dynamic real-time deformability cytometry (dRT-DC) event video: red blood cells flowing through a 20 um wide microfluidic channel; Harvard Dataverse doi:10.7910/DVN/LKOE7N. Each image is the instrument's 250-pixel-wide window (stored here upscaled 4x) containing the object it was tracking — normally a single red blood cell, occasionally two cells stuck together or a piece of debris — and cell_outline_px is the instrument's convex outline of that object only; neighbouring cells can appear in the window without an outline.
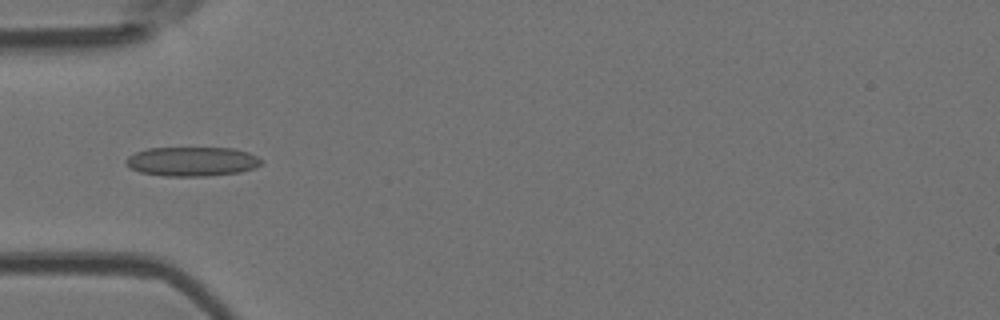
{"species": "Egyptian fruit bat (a non-hibernating species)", "species_latin": "Rousettus aegyptiacus", "temperature_condition": "room temperature", "stored_images_in_passage": 8, "camera_frame_rate_fps": 3000, "um_per_image_px": 0.085, "animal": {"sex": "female"}, "frame": {"image": 1, "passage_image": 4, "time_ms": 4.333, "image_size_px": [1000, 320], "cell_outline_px": [[264, 164], [240, 172], [204, 176], [164, 176], [140, 172], [124, 164], [124, 160], [128, 156], [136, 152], [148, 148], [232, 148], [248, 152], [264, 160]], "centroid_in_image_um": [16.32, 13.72], "position_along_channel_um": 68.7, "area_um2": 23.18}}
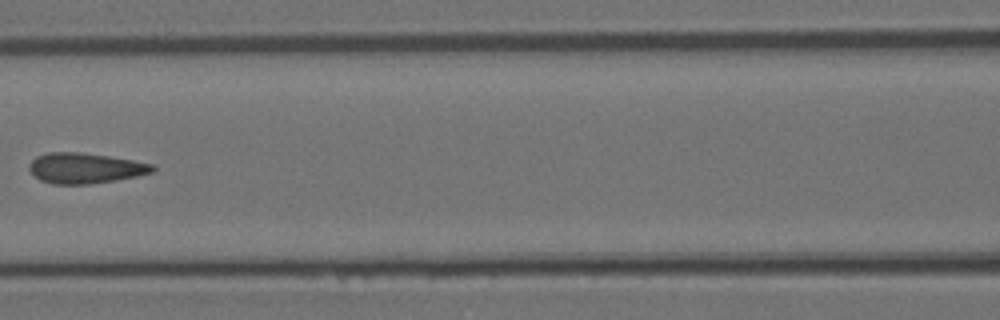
{"frame": {"image": 2, "passage_image": 6, "time_ms": 6.667, "image_size_px": [1000, 320], "cell_outline_px": [[156, 168], [152, 172], [136, 176], [116, 180], [88, 184], [52, 184], [40, 180], [28, 168], [28, 164], [36, 156], [48, 152], [80, 152], [108, 156], [132, 160], [152, 164]], "centroid_in_image_um": [7.21, 14.29], "position_along_channel_um": 159.4, "area_um2": 21.79}}
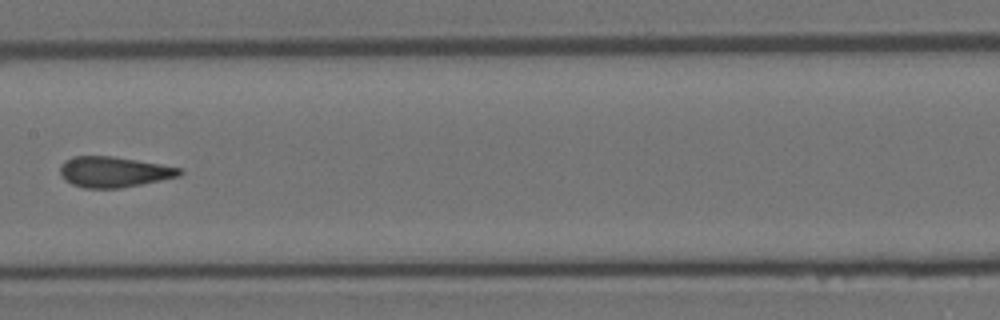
{"frame": {"image": 3, "passage_image": 7, "time_ms": 7.667, "image_size_px": [1000, 320], "cell_outline_px": [[184, 172], [180, 176], [120, 188], [84, 188], [72, 184], [64, 180], [60, 176], [60, 164], [64, 160], [72, 156], [112, 156], [160, 164], [180, 168]], "centroid_in_image_um": [9.62, 14.61], "position_along_channel_um": 197.8, "area_um2": 21.33}}